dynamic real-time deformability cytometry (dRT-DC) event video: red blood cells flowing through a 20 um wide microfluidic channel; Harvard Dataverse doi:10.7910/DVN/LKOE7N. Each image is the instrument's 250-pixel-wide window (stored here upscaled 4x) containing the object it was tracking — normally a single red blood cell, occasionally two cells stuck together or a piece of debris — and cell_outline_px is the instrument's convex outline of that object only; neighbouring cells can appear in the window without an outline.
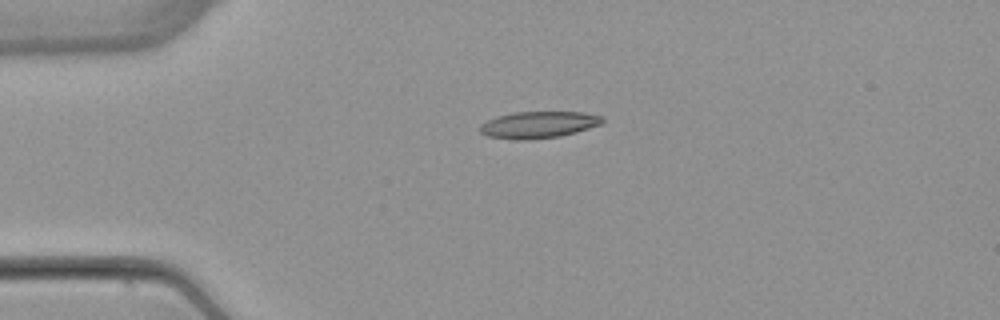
{"species": "common noctule bat (a hibernating species)", "species_latin": "Nyctalus noctula", "temperature_condition": "warm", "stored_images_in_passage": 6, "camera_frame_rate_fps": 3000, "um_per_image_px": 0.085, "animal": {"sex": "female", "body_mass_g": 22.7, "forearm_length_mm": 54.2}, "frame": {"image": 1, "passage_image": 3, "time_ms": 3.333, "image_size_px": [1000, 320], "cell_outline_px": [[604, 120], [600, 124], [576, 132], [560, 136], [528, 140], [516, 140], [488, 136], [480, 132], [480, 124], [496, 116], [512, 112], [584, 112], [604, 116]], "centroid_in_image_um": [45.76, 10.6], "position_along_channel_um": 39.2, "area_um2": 19.13}}
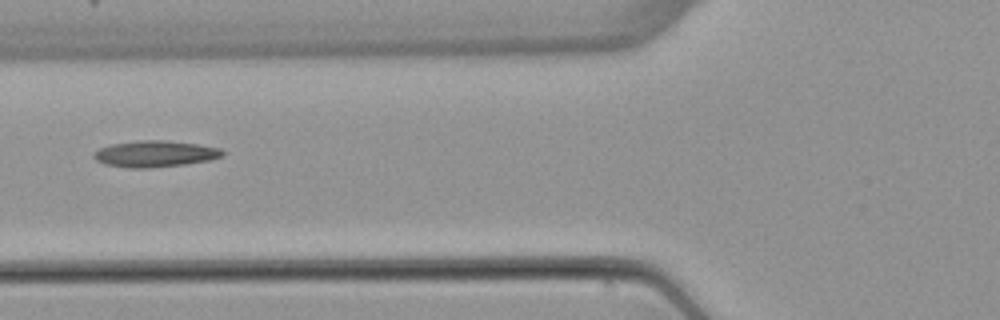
{"frame": {"image": 2, "passage_image": 5, "time_ms": 6.0, "image_size_px": [1000, 320], "cell_outline_px": [[224, 156], [212, 160], [184, 164], [148, 168], [128, 168], [104, 164], [96, 160], [92, 156], [92, 152], [100, 148], [112, 144], [140, 140], [164, 140], [196, 144], [220, 148], [224, 152]], "centroid_in_image_um": [13.17, 13.08], "position_along_channel_um": 112.6, "area_um2": 19.83}}
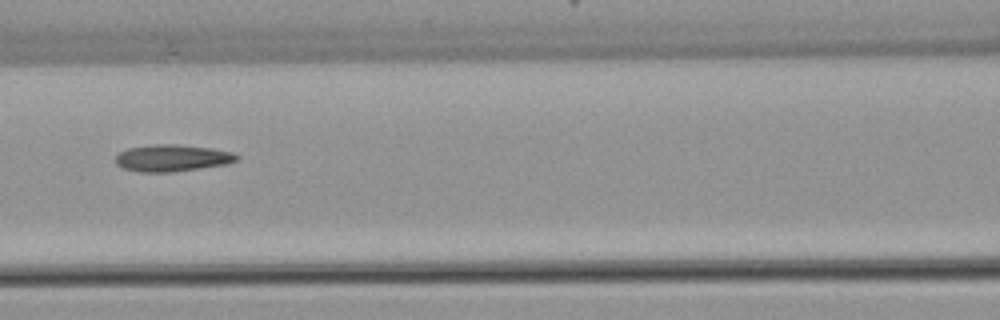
{"frame": {"image": 3, "passage_image": 6, "time_ms": 7.0, "image_size_px": [1000, 320], "cell_outline_px": [[240, 156], [236, 160], [228, 164], [172, 172], [140, 172], [124, 168], [116, 164], [112, 160], [120, 152], [128, 148], [156, 144], [176, 144], [212, 148], [232, 152]], "centroid_in_image_um": [14.62, 13.43], "position_along_channel_um": 152.0, "area_um2": 19.02}}